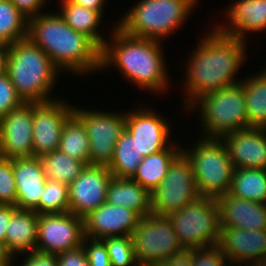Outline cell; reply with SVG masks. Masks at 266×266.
I'll return each mask as SVG.
<instances>
[{
  "instance_id": "cell-45",
  "label": "cell",
  "mask_w": 266,
  "mask_h": 266,
  "mask_svg": "<svg viewBox=\"0 0 266 266\" xmlns=\"http://www.w3.org/2000/svg\"><path fill=\"white\" fill-rule=\"evenodd\" d=\"M9 45L0 43V77L7 74Z\"/></svg>"
},
{
  "instance_id": "cell-7",
  "label": "cell",
  "mask_w": 266,
  "mask_h": 266,
  "mask_svg": "<svg viewBox=\"0 0 266 266\" xmlns=\"http://www.w3.org/2000/svg\"><path fill=\"white\" fill-rule=\"evenodd\" d=\"M193 147L182 148V152L191 162L201 197L217 199L229 193L235 168L223 141L202 137Z\"/></svg>"
},
{
  "instance_id": "cell-46",
  "label": "cell",
  "mask_w": 266,
  "mask_h": 266,
  "mask_svg": "<svg viewBox=\"0 0 266 266\" xmlns=\"http://www.w3.org/2000/svg\"><path fill=\"white\" fill-rule=\"evenodd\" d=\"M13 258L14 257L7 249L6 244L0 241V262H14L15 259Z\"/></svg>"
},
{
  "instance_id": "cell-30",
  "label": "cell",
  "mask_w": 266,
  "mask_h": 266,
  "mask_svg": "<svg viewBox=\"0 0 266 266\" xmlns=\"http://www.w3.org/2000/svg\"><path fill=\"white\" fill-rule=\"evenodd\" d=\"M46 180H56L70 185L86 166L83 162L69 157L59 150L39 157Z\"/></svg>"
},
{
  "instance_id": "cell-11",
  "label": "cell",
  "mask_w": 266,
  "mask_h": 266,
  "mask_svg": "<svg viewBox=\"0 0 266 266\" xmlns=\"http://www.w3.org/2000/svg\"><path fill=\"white\" fill-rule=\"evenodd\" d=\"M74 106L73 114L83 123L89 138V165L111 164L114 148L126 129V112H103Z\"/></svg>"
},
{
  "instance_id": "cell-32",
  "label": "cell",
  "mask_w": 266,
  "mask_h": 266,
  "mask_svg": "<svg viewBox=\"0 0 266 266\" xmlns=\"http://www.w3.org/2000/svg\"><path fill=\"white\" fill-rule=\"evenodd\" d=\"M28 20L10 0H0V43L11 45L27 37Z\"/></svg>"
},
{
  "instance_id": "cell-1",
  "label": "cell",
  "mask_w": 266,
  "mask_h": 266,
  "mask_svg": "<svg viewBox=\"0 0 266 266\" xmlns=\"http://www.w3.org/2000/svg\"><path fill=\"white\" fill-rule=\"evenodd\" d=\"M205 34L186 64L184 89L186 110L202 96L240 83L234 77L246 60L247 42L226 35L215 27Z\"/></svg>"
},
{
  "instance_id": "cell-44",
  "label": "cell",
  "mask_w": 266,
  "mask_h": 266,
  "mask_svg": "<svg viewBox=\"0 0 266 266\" xmlns=\"http://www.w3.org/2000/svg\"><path fill=\"white\" fill-rule=\"evenodd\" d=\"M73 4L83 6L87 9L98 11L103 16L104 7L107 0H67Z\"/></svg>"
},
{
  "instance_id": "cell-36",
  "label": "cell",
  "mask_w": 266,
  "mask_h": 266,
  "mask_svg": "<svg viewBox=\"0 0 266 266\" xmlns=\"http://www.w3.org/2000/svg\"><path fill=\"white\" fill-rule=\"evenodd\" d=\"M190 250L192 266H229L228 259L218 245Z\"/></svg>"
},
{
  "instance_id": "cell-38",
  "label": "cell",
  "mask_w": 266,
  "mask_h": 266,
  "mask_svg": "<svg viewBox=\"0 0 266 266\" xmlns=\"http://www.w3.org/2000/svg\"><path fill=\"white\" fill-rule=\"evenodd\" d=\"M82 246L85 250L89 266H112L107 248L101 239L84 237Z\"/></svg>"
},
{
  "instance_id": "cell-17",
  "label": "cell",
  "mask_w": 266,
  "mask_h": 266,
  "mask_svg": "<svg viewBox=\"0 0 266 266\" xmlns=\"http://www.w3.org/2000/svg\"><path fill=\"white\" fill-rule=\"evenodd\" d=\"M234 168L266 169V129L245 128L220 138Z\"/></svg>"
},
{
  "instance_id": "cell-13",
  "label": "cell",
  "mask_w": 266,
  "mask_h": 266,
  "mask_svg": "<svg viewBox=\"0 0 266 266\" xmlns=\"http://www.w3.org/2000/svg\"><path fill=\"white\" fill-rule=\"evenodd\" d=\"M74 106L59 98L33 103V156L41 157L58 150L65 122L73 115Z\"/></svg>"
},
{
  "instance_id": "cell-18",
  "label": "cell",
  "mask_w": 266,
  "mask_h": 266,
  "mask_svg": "<svg viewBox=\"0 0 266 266\" xmlns=\"http://www.w3.org/2000/svg\"><path fill=\"white\" fill-rule=\"evenodd\" d=\"M140 219L131 209L105 202L84 218V236L91 239L131 237Z\"/></svg>"
},
{
  "instance_id": "cell-37",
  "label": "cell",
  "mask_w": 266,
  "mask_h": 266,
  "mask_svg": "<svg viewBox=\"0 0 266 266\" xmlns=\"http://www.w3.org/2000/svg\"><path fill=\"white\" fill-rule=\"evenodd\" d=\"M24 102L17 94L9 76L0 77V120Z\"/></svg>"
},
{
  "instance_id": "cell-39",
  "label": "cell",
  "mask_w": 266,
  "mask_h": 266,
  "mask_svg": "<svg viewBox=\"0 0 266 266\" xmlns=\"http://www.w3.org/2000/svg\"><path fill=\"white\" fill-rule=\"evenodd\" d=\"M59 266H89L83 246L68 250L57 255Z\"/></svg>"
},
{
  "instance_id": "cell-20",
  "label": "cell",
  "mask_w": 266,
  "mask_h": 266,
  "mask_svg": "<svg viewBox=\"0 0 266 266\" xmlns=\"http://www.w3.org/2000/svg\"><path fill=\"white\" fill-rule=\"evenodd\" d=\"M220 226L244 230H266V204L236 198L229 193L217 199Z\"/></svg>"
},
{
  "instance_id": "cell-6",
  "label": "cell",
  "mask_w": 266,
  "mask_h": 266,
  "mask_svg": "<svg viewBox=\"0 0 266 266\" xmlns=\"http://www.w3.org/2000/svg\"><path fill=\"white\" fill-rule=\"evenodd\" d=\"M198 108L204 138H221L235 130L250 128L241 83L200 97L189 109Z\"/></svg>"
},
{
  "instance_id": "cell-41",
  "label": "cell",
  "mask_w": 266,
  "mask_h": 266,
  "mask_svg": "<svg viewBox=\"0 0 266 266\" xmlns=\"http://www.w3.org/2000/svg\"><path fill=\"white\" fill-rule=\"evenodd\" d=\"M27 257L22 261V266H59L57 256L51 254H43L39 252H31L22 254ZM20 265V266H21Z\"/></svg>"
},
{
  "instance_id": "cell-16",
  "label": "cell",
  "mask_w": 266,
  "mask_h": 266,
  "mask_svg": "<svg viewBox=\"0 0 266 266\" xmlns=\"http://www.w3.org/2000/svg\"><path fill=\"white\" fill-rule=\"evenodd\" d=\"M33 103H23L0 120V156L33 157Z\"/></svg>"
},
{
  "instance_id": "cell-48",
  "label": "cell",
  "mask_w": 266,
  "mask_h": 266,
  "mask_svg": "<svg viewBox=\"0 0 266 266\" xmlns=\"http://www.w3.org/2000/svg\"><path fill=\"white\" fill-rule=\"evenodd\" d=\"M13 262H0V266H13Z\"/></svg>"
},
{
  "instance_id": "cell-27",
  "label": "cell",
  "mask_w": 266,
  "mask_h": 266,
  "mask_svg": "<svg viewBox=\"0 0 266 266\" xmlns=\"http://www.w3.org/2000/svg\"><path fill=\"white\" fill-rule=\"evenodd\" d=\"M240 83L244 88L249 125L266 129V68Z\"/></svg>"
},
{
  "instance_id": "cell-34",
  "label": "cell",
  "mask_w": 266,
  "mask_h": 266,
  "mask_svg": "<svg viewBox=\"0 0 266 266\" xmlns=\"http://www.w3.org/2000/svg\"><path fill=\"white\" fill-rule=\"evenodd\" d=\"M108 251L112 266H139L130 236H113L101 239Z\"/></svg>"
},
{
  "instance_id": "cell-28",
  "label": "cell",
  "mask_w": 266,
  "mask_h": 266,
  "mask_svg": "<svg viewBox=\"0 0 266 266\" xmlns=\"http://www.w3.org/2000/svg\"><path fill=\"white\" fill-rule=\"evenodd\" d=\"M229 194L266 204V169L236 168Z\"/></svg>"
},
{
  "instance_id": "cell-21",
  "label": "cell",
  "mask_w": 266,
  "mask_h": 266,
  "mask_svg": "<svg viewBox=\"0 0 266 266\" xmlns=\"http://www.w3.org/2000/svg\"><path fill=\"white\" fill-rule=\"evenodd\" d=\"M228 8L230 23L214 26L218 31L246 41V33L266 30V0H235Z\"/></svg>"
},
{
  "instance_id": "cell-43",
  "label": "cell",
  "mask_w": 266,
  "mask_h": 266,
  "mask_svg": "<svg viewBox=\"0 0 266 266\" xmlns=\"http://www.w3.org/2000/svg\"><path fill=\"white\" fill-rule=\"evenodd\" d=\"M156 266H192L191 250L184 249L182 252Z\"/></svg>"
},
{
  "instance_id": "cell-40",
  "label": "cell",
  "mask_w": 266,
  "mask_h": 266,
  "mask_svg": "<svg viewBox=\"0 0 266 266\" xmlns=\"http://www.w3.org/2000/svg\"><path fill=\"white\" fill-rule=\"evenodd\" d=\"M19 12L27 19L30 20L41 13L40 10L46 7L47 0H10ZM49 1V0H48ZM43 6V7H42Z\"/></svg>"
},
{
  "instance_id": "cell-23",
  "label": "cell",
  "mask_w": 266,
  "mask_h": 266,
  "mask_svg": "<svg viewBox=\"0 0 266 266\" xmlns=\"http://www.w3.org/2000/svg\"><path fill=\"white\" fill-rule=\"evenodd\" d=\"M6 229L5 244L14 259L36 250L38 214L34 210L16 208Z\"/></svg>"
},
{
  "instance_id": "cell-22",
  "label": "cell",
  "mask_w": 266,
  "mask_h": 266,
  "mask_svg": "<svg viewBox=\"0 0 266 266\" xmlns=\"http://www.w3.org/2000/svg\"><path fill=\"white\" fill-rule=\"evenodd\" d=\"M13 173L16 181L19 209L34 210L46 185L39 157L13 158Z\"/></svg>"
},
{
  "instance_id": "cell-2",
  "label": "cell",
  "mask_w": 266,
  "mask_h": 266,
  "mask_svg": "<svg viewBox=\"0 0 266 266\" xmlns=\"http://www.w3.org/2000/svg\"><path fill=\"white\" fill-rule=\"evenodd\" d=\"M112 29L110 41L101 49V71L117 67L138 88L167 91L170 81L162 42L128 35L116 25Z\"/></svg>"
},
{
  "instance_id": "cell-35",
  "label": "cell",
  "mask_w": 266,
  "mask_h": 266,
  "mask_svg": "<svg viewBox=\"0 0 266 266\" xmlns=\"http://www.w3.org/2000/svg\"><path fill=\"white\" fill-rule=\"evenodd\" d=\"M17 188L13 173V158L0 156V204L16 205Z\"/></svg>"
},
{
  "instance_id": "cell-42",
  "label": "cell",
  "mask_w": 266,
  "mask_h": 266,
  "mask_svg": "<svg viewBox=\"0 0 266 266\" xmlns=\"http://www.w3.org/2000/svg\"><path fill=\"white\" fill-rule=\"evenodd\" d=\"M16 208L17 207L14 205L0 204V241L3 243H5L6 240L7 225Z\"/></svg>"
},
{
  "instance_id": "cell-10",
  "label": "cell",
  "mask_w": 266,
  "mask_h": 266,
  "mask_svg": "<svg viewBox=\"0 0 266 266\" xmlns=\"http://www.w3.org/2000/svg\"><path fill=\"white\" fill-rule=\"evenodd\" d=\"M151 213L168 216L201 197L190 160L181 152L170 164L160 185L151 193Z\"/></svg>"
},
{
  "instance_id": "cell-5",
  "label": "cell",
  "mask_w": 266,
  "mask_h": 266,
  "mask_svg": "<svg viewBox=\"0 0 266 266\" xmlns=\"http://www.w3.org/2000/svg\"><path fill=\"white\" fill-rule=\"evenodd\" d=\"M198 0H140L116 23L126 34L162 41L180 28Z\"/></svg>"
},
{
  "instance_id": "cell-25",
  "label": "cell",
  "mask_w": 266,
  "mask_h": 266,
  "mask_svg": "<svg viewBox=\"0 0 266 266\" xmlns=\"http://www.w3.org/2000/svg\"><path fill=\"white\" fill-rule=\"evenodd\" d=\"M171 144L173 142L166 149L143 157L136 173L131 178L141 184L150 193L160 185L168 172L170 164L182 152V147Z\"/></svg>"
},
{
  "instance_id": "cell-26",
  "label": "cell",
  "mask_w": 266,
  "mask_h": 266,
  "mask_svg": "<svg viewBox=\"0 0 266 266\" xmlns=\"http://www.w3.org/2000/svg\"><path fill=\"white\" fill-rule=\"evenodd\" d=\"M60 16L75 31L80 32L89 37L100 49L103 48L106 38L99 33V25L104 18L98 11L87 9L68 2L61 1Z\"/></svg>"
},
{
  "instance_id": "cell-33",
  "label": "cell",
  "mask_w": 266,
  "mask_h": 266,
  "mask_svg": "<svg viewBox=\"0 0 266 266\" xmlns=\"http://www.w3.org/2000/svg\"><path fill=\"white\" fill-rule=\"evenodd\" d=\"M38 214H62L69 212L68 185L56 180H46L39 205L34 209Z\"/></svg>"
},
{
  "instance_id": "cell-31",
  "label": "cell",
  "mask_w": 266,
  "mask_h": 266,
  "mask_svg": "<svg viewBox=\"0 0 266 266\" xmlns=\"http://www.w3.org/2000/svg\"><path fill=\"white\" fill-rule=\"evenodd\" d=\"M58 150L89 165V138L85 126L74 114L63 126Z\"/></svg>"
},
{
  "instance_id": "cell-12",
  "label": "cell",
  "mask_w": 266,
  "mask_h": 266,
  "mask_svg": "<svg viewBox=\"0 0 266 266\" xmlns=\"http://www.w3.org/2000/svg\"><path fill=\"white\" fill-rule=\"evenodd\" d=\"M84 219L71 212L38 215L36 252L59 255L82 245Z\"/></svg>"
},
{
  "instance_id": "cell-4",
  "label": "cell",
  "mask_w": 266,
  "mask_h": 266,
  "mask_svg": "<svg viewBox=\"0 0 266 266\" xmlns=\"http://www.w3.org/2000/svg\"><path fill=\"white\" fill-rule=\"evenodd\" d=\"M61 71L50 57L29 38L9 46L7 75L24 103L54 100L50 92Z\"/></svg>"
},
{
  "instance_id": "cell-14",
  "label": "cell",
  "mask_w": 266,
  "mask_h": 266,
  "mask_svg": "<svg viewBox=\"0 0 266 266\" xmlns=\"http://www.w3.org/2000/svg\"><path fill=\"white\" fill-rule=\"evenodd\" d=\"M112 177L106 166L86 165L68 186L69 212L84 219L104 204Z\"/></svg>"
},
{
  "instance_id": "cell-24",
  "label": "cell",
  "mask_w": 266,
  "mask_h": 266,
  "mask_svg": "<svg viewBox=\"0 0 266 266\" xmlns=\"http://www.w3.org/2000/svg\"><path fill=\"white\" fill-rule=\"evenodd\" d=\"M106 202L136 212L141 218L151 213L150 192L131 178L112 177Z\"/></svg>"
},
{
  "instance_id": "cell-9",
  "label": "cell",
  "mask_w": 266,
  "mask_h": 266,
  "mask_svg": "<svg viewBox=\"0 0 266 266\" xmlns=\"http://www.w3.org/2000/svg\"><path fill=\"white\" fill-rule=\"evenodd\" d=\"M131 238L139 266H156L184 250L168 216L150 213L142 217Z\"/></svg>"
},
{
  "instance_id": "cell-47",
  "label": "cell",
  "mask_w": 266,
  "mask_h": 266,
  "mask_svg": "<svg viewBox=\"0 0 266 266\" xmlns=\"http://www.w3.org/2000/svg\"><path fill=\"white\" fill-rule=\"evenodd\" d=\"M245 266H266V258Z\"/></svg>"
},
{
  "instance_id": "cell-15",
  "label": "cell",
  "mask_w": 266,
  "mask_h": 266,
  "mask_svg": "<svg viewBox=\"0 0 266 266\" xmlns=\"http://www.w3.org/2000/svg\"><path fill=\"white\" fill-rule=\"evenodd\" d=\"M169 121L163 115L150 110V108H138L127 113L126 131L135 139L137 151L143 157L166 149L170 134Z\"/></svg>"
},
{
  "instance_id": "cell-8",
  "label": "cell",
  "mask_w": 266,
  "mask_h": 266,
  "mask_svg": "<svg viewBox=\"0 0 266 266\" xmlns=\"http://www.w3.org/2000/svg\"><path fill=\"white\" fill-rule=\"evenodd\" d=\"M168 217L183 249L218 245L221 226L219 205L215 198L200 197Z\"/></svg>"
},
{
  "instance_id": "cell-29",
  "label": "cell",
  "mask_w": 266,
  "mask_h": 266,
  "mask_svg": "<svg viewBox=\"0 0 266 266\" xmlns=\"http://www.w3.org/2000/svg\"><path fill=\"white\" fill-rule=\"evenodd\" d=\"M142 160L143 156L137 151L135 139L125 130L116 142L108 168L113 177L132 178Z\"/></svg>"
},
{
  "instance_id": "cell-19",
  "label": "cell",
  "mask_w": 266,
  "mask_h": 266,
  "mask_svg": "<svg viewBox=\"0 0 266 266\" xmlns=\"http://www.w3.org/2000/svg\"><path fill=\"white\" fill-rule=\"evenodd\" d=\"M218 246L231 265L258 262L266 258V230L221 227Z\"/></svg>"
},
{
  "instance_id": "cell-3",
  "label": "cell",
  "mask_w": 266,
  "mask_h": 266,
  "mask_svg": "<svg viewBox=\"0 0 266 266\" xmlns=\"http://www.w3.org/2000/svg\"><path fill=\"white\" fill-rule=\"evenodd\" d=\"M27 38L61 72L89 75L101 70V49L89 37L71 28L58 12H44L28 20Z\"/></svg>"
}]
</instances>
